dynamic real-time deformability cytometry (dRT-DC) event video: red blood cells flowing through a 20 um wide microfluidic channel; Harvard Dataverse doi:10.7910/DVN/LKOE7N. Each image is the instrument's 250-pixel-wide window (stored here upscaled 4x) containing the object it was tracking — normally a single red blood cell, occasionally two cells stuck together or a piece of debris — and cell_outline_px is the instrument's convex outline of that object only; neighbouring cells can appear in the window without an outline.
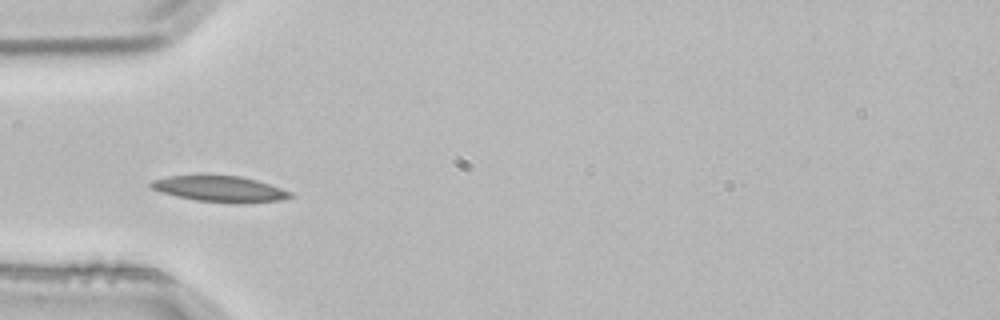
{"species": "common noctule bat (a hibernating species)", "species_latin": "Nyctalus noctula", "temperature_condition": "room temperature", "stored_images_in_passage": 2, "camera_frame_rate_fps": 3000, "um_per_image_px": 0.085, "animal": {"sex": "male", "body_mass_g": 21.5, "forearm_length_mm": 52.0}, "frame": {"image": 1, "passage_image": 2, "time_ms": 0.333, "image_size_px": [1000, 320], "cell_outline_px": [[296, 196], [280, 200], [244, 204], [240, 204], [196, 200], [176, 196], [160, 192], [152, 188], [148, 184], [152, 180], [168, 176], [200, 172], [240, 176], [256, 180], [292, 192]], "centroid_in_image_um": [18.65, 16.02], "position_along_channel_um": 66.4, "area_um2": 22.02}}